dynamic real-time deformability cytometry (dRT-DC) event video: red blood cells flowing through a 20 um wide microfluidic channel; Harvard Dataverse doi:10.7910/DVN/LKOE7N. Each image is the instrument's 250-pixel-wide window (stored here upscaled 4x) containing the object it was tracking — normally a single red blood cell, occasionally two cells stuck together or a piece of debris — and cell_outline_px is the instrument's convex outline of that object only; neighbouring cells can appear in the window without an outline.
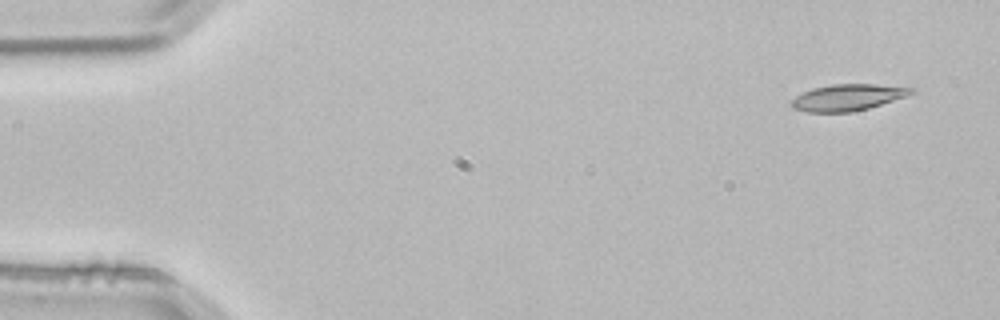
{"species": "common noctule bat (a hibernating species)", "species_latin": "Nyctalus noctula", "temperature_condition": "room temperature", "stored_images_in_passage": 2, "camera_frame_rate_fps": 3000, "um_per_image_px": 0.085, "animal": {"sex": "male", "body_mass_g": 21.5, "forearm_length_mm": 52.0}, "frame": {"image": 1, "passage_image": 1, "time_ms": 0.0, "image_size_px": [1000, 320], "cell_outline_px": [[916, 88], [912, 92], [904, 96], [868, 108], [852, 112], [808, 112], [792, 108], [788, 104], [796, 96], [812, 88], [832, 84], [872, 84]], "centroid_in_image_um": [71.98, 8.28], "position_along_channel_um": 13.0, "area_um2": 18.21}}